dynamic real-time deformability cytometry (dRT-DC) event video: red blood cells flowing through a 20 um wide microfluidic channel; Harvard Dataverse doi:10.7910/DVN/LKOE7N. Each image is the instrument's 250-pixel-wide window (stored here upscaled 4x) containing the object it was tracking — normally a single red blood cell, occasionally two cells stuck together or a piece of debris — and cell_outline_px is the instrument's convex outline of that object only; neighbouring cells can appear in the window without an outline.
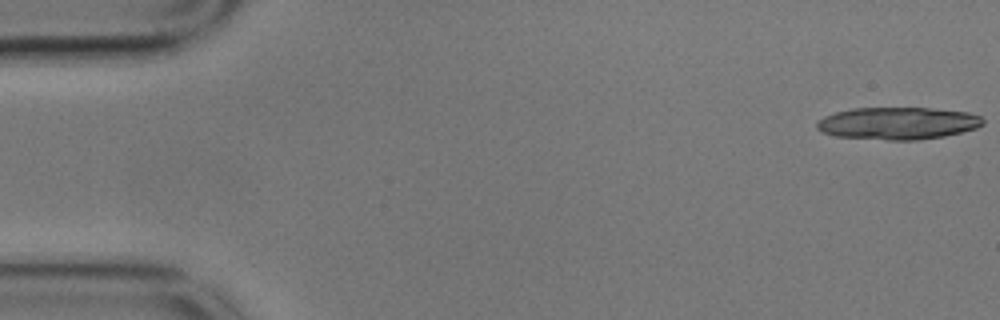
{"species": "common noctule bat (a hibernating species)", "species_latin": "Nyctalus noctula", "temperature_condition": "cold", "stored_images_in_passage": 57, "camera_frame_rate_fps": 3000, "um_per_image_px": 0.085, "animal": {"sex": "male", "body_mass_g": 17.9}, "frame": {"image": 1, "passage_image": 1, "time_ms": 0.0, "image_size_px": [1000, 320], "cell_outline_px": [[984, 124], [976, 128], [944, 136], [916, 140], [888, 140], [836, 136], [824, 132], [816, 128], [816, 120], [824, 116], [836, 112], [852, 108], [928, 108], [968, 112], [980, 116], [984, 120]], "centroid_in_image_um": [76.3, 10.47], "position_along_channel_um": 8.7, "area_um2": 31.21}}
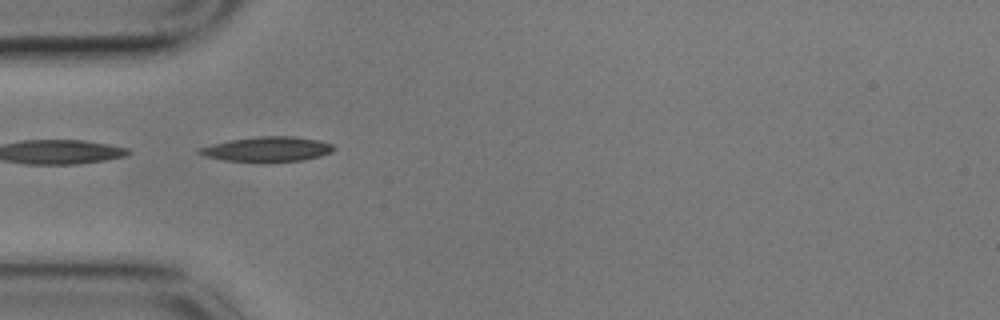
{"frame": {"image": 2, "passage_image": 17, "time_ms": 5.333, "image_size_px": [1000, 320], "cell_outline_px": [[336, 148], [332, 152], [320, 156], [304, 160], [264, 164], [260, 164], [224, 160], [208, 156], [196, 152], [196, 148], [228, 140], [256, 136], [292, 136], [316, 140], [332, 144]], "centroid_in_image_um": [22.7, 12.71], "position_along_channel_um": 62.3, "area_um2": 20.11}}
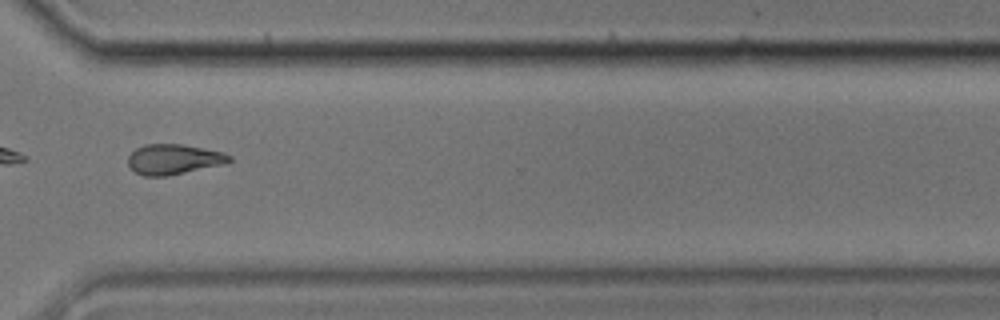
{"frame": {"image": 3, "passage_image": 42, "time_ms": 13.667, "image_size_px": [1000, 320], "cell_outline_px": [[232, 160], [228, 164], [168, 176], [144, 176], [136, 172], [128, 164], [128, 156], [136, 148], [144, 144], [184, 144], [224, 152], [232, 156]], "centroid_in_image_um": [14.82, 13.54], "position_along_channel_um": 355.8, "area_um2": 18.15}, "authors_computed_cell_mechanics": {"area_um2": 18.6116, "velocity_mm_per_s": 3.533, "shape_relaxation_time_tau1_ms": 3.9242, "shape_relaxation_time_tau2_ms": null, "deformation_change_tau1": 0.1319, "deformation_change_tau2": null}}